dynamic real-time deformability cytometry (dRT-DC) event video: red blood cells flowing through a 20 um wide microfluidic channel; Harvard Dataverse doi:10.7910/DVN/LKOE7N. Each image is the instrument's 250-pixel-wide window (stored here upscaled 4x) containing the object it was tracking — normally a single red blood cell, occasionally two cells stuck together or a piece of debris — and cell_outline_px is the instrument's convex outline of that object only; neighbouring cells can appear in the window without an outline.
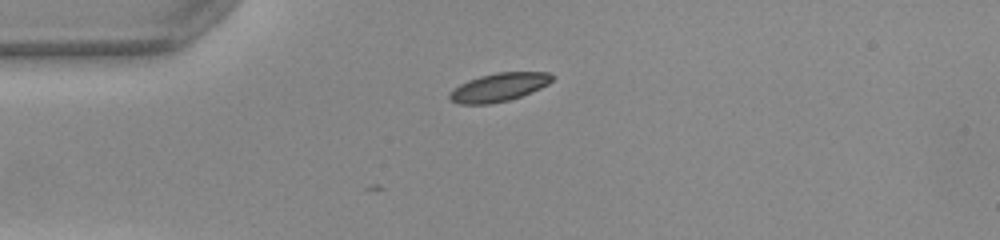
{"species": "common noctule bat (a hibernating species)", "species_latin": "Nyctalus noctula", "temperature_condition": "warm", "stored_images_in_passage": 3, "camera_frame_rate_fps": 3000, "um_per_image_px": 0.085, "animal": {"sex": "female", "body_mass_g": 22.0, "forearm_length_mm": 56.7}, "frame": {"image": 1, "passage_image": 1, "time_ms": 0.0, "image_size_px": [1000, 240], "cell_outline_px": [[556, 76], [548, 84], [540, 88], [520, 96], [508, 100], [488, 104], [460, 104], [452, 100], [448, 96], [448, 92], [460, 84], [468, 80], [480, 76], [496, 72], [548, 72]], "centroid_in_image_um": [42.4, 7.4], "position_along_channel_um": 42.6, "area_um2": 16.88}}